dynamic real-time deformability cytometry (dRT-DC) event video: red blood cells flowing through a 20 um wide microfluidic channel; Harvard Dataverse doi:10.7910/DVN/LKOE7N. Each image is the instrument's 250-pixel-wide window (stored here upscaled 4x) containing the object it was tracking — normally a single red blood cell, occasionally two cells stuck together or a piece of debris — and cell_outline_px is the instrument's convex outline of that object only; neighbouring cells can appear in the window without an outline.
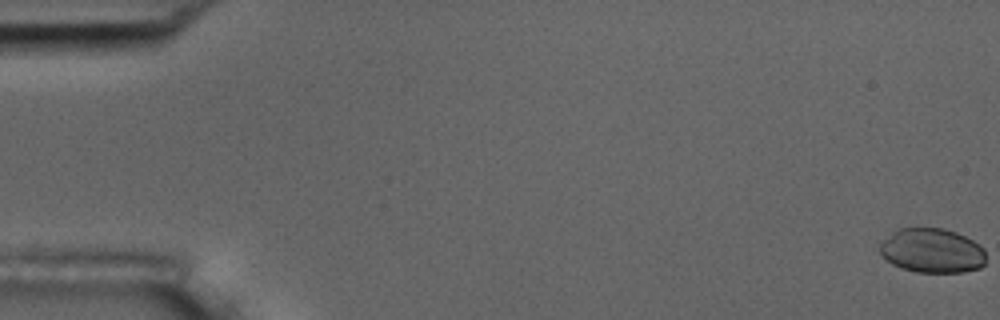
{"species": "common noctule bat (a hibernating species)", "species_latin": "Nyctalus noctula", "temperature_condition": "room temperature", "stored_images_in_passage": 5, "camera_frame_rate_fps": 3000, "um_per_image_px": 0.085, "animal": {"sex": "male", "body_mass_g": 17.5, "forearm_length_mm": 52.3}, "frame": {"image": 1, "passage_image": 1, "time_ms": 0.0, "image_size_px": [1000, 320], "cell_outline_px": [[984, 264], [980, 268], [964, 272], [916, 272], [900, 268], [892, 264], [880, 252], [880, 244], [892, 232], [900, 228], [944, 228], [956, 232], [972, 240], [984, 248]], "centroid_in_image_um": [79.23, 21.31], "position_along_channel_um": 5.8, "area_um2": 27.4}}
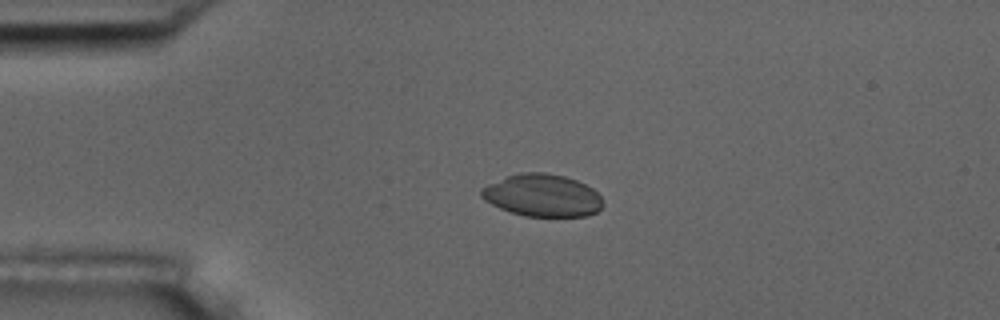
{"frame": {"image": 2, "passage_image": 4, "time_ms": 4.333, "image_size_px": [1000, 320], "cell_outline_px": [[604, 204], [596, 212], [588, 216], [524, 216], [500, 208], [484, 200], [480, 196], [480, 188], [488, 184], [508, 176], [520, 172], [544, 172], [564, 176], [576, 180], [592, 188], [600, 196]], "centroid_in_image_um": [46.09, 16.61], "position_along_channel_um": 38.9, "area_um2": 29.94}}